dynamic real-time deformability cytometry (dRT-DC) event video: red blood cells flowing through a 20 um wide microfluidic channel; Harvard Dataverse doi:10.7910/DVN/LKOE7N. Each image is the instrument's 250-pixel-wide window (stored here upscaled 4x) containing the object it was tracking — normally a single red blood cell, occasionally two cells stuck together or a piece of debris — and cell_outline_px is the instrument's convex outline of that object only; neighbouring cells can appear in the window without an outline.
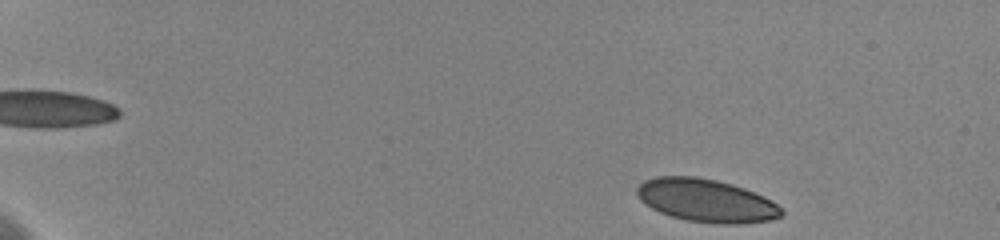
{"species": "human", "species_latin": "Homo sapiens", "temperature_condition": "cold", "stored_images_in_passage": 52, "camera_frame_rate_fps": 3000, "um_per_image_px": 0.085, "donor": {"sex": "female"}, "frame": {"image": 1, "passage_image": 2, "time_ms": 0.333, "image_size_px": [1000, 240], "cell_outline_px": [[784, 212], [780, 216], [772, 220], [740, 224], [716, 224], [688, 220], [672, 216], [660, 212], [644, 204], [640, 200], [636, 192], [636, 188], [644, 180], [656, 176], [696, 176], [716, 180], [732, 184], [744, 188], [764, 196], [776, 204]], "centroid_in_image_um": [60.02, 17.04], "position_along_channel_um": 25.0, "area_um2": 36.24}}
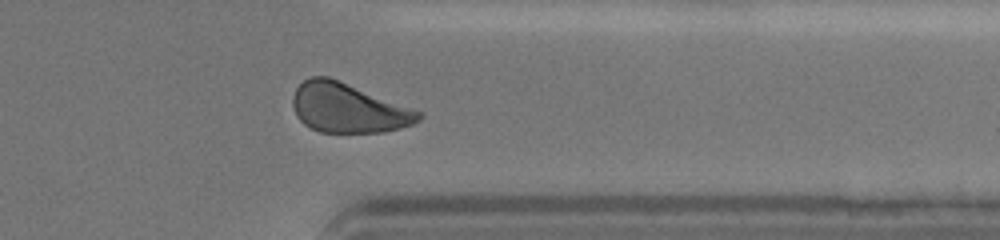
{"frame": {"image": 2, "passage_image": 43, "time_ms": 14.0, "image_size_px": [1000, 240], "cell_outline_px": [[424, 116], [420, 120], [412, 124], [400, 128], [384, 132], [320, 132], [304, 124], [296, 116], [292, 104], [292, 96], [296, 88], [304, 80], [312, 76], [328, 76], [424, 112]], "centroid_in_image_um": [29.61, 9.18], "position_along_channel_um": 381.8, "area_um2": 36.36}}
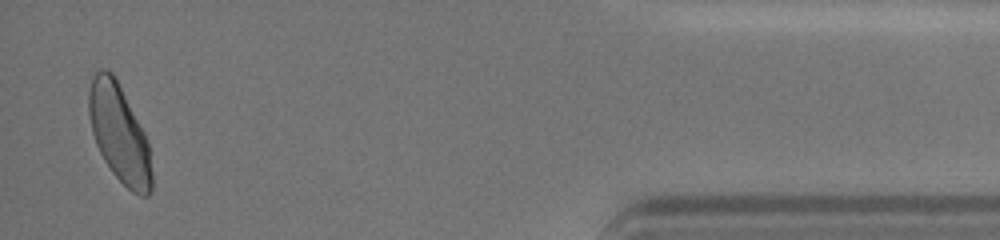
{"frame": {"image": 3, "passage_image": 51, "time_ms": 16.667, "image_size_px": [1000, 240], "cell_outline_px": [[152, 192], [148, 196], [140, 196], [132, 192], [112, 172], [104, 160], [96, 144], [92, 132], [88, 112], [88, 92], [92, 76], [100, 68], [104, 68], [112, 72], [144, 132], [148, 144], [152, 172]], "centroid_in_image_um": [10.12, 11.36], "position_along_channel_um": 425.1, "area_um2": 35.6}, "authors_computed_cell_mechanics": {"area_um2": 36.8764, "velocity_mm_per_s": 3.5762, "shape_relaxation_time_tau1_ms": 4.9953, "shape_relaxation_time_tau2_ms": 0.8248, "deformation_change_tau1": 0.1112, "deformation_change_tau2": 0.0404}}